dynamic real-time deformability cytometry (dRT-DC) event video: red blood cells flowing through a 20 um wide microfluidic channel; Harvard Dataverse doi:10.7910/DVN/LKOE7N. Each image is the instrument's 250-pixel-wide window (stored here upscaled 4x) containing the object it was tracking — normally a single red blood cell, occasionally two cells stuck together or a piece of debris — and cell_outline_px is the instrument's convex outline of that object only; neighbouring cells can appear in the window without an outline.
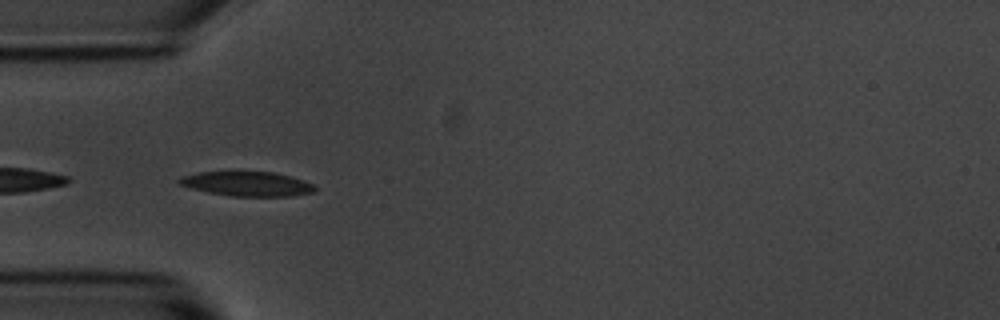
{"species": "common noctule bat (a hibernating species)", "species_latin": "Nyctalus noctula", "temperature_condition": "room temperature", "stored_images_in_passage": 25, "camera_frame_rate_fps": 3000, "um_per_image_px": 0.085, "animal": {"sex": "male", "body_mass_g": 20.1, "forearm_length_mm": 53.5}, "frame": {"image": 1, "passage_image": 1, "time_ms": 0.0, "image_size_px": [1000, 320], "cell_outline_px": [[316, 188], [312, 192], [288, 196], [232, 196], [208, 192], [192, 188], [180, 184], [176, 180], [184, 176], [200, 172], [232, 168], [276, 172], [312, 184]], "centroid_in_image_um": [20.93, 15.56], "position_along_channel_um": 64.1, "area_um2": 20.0}}